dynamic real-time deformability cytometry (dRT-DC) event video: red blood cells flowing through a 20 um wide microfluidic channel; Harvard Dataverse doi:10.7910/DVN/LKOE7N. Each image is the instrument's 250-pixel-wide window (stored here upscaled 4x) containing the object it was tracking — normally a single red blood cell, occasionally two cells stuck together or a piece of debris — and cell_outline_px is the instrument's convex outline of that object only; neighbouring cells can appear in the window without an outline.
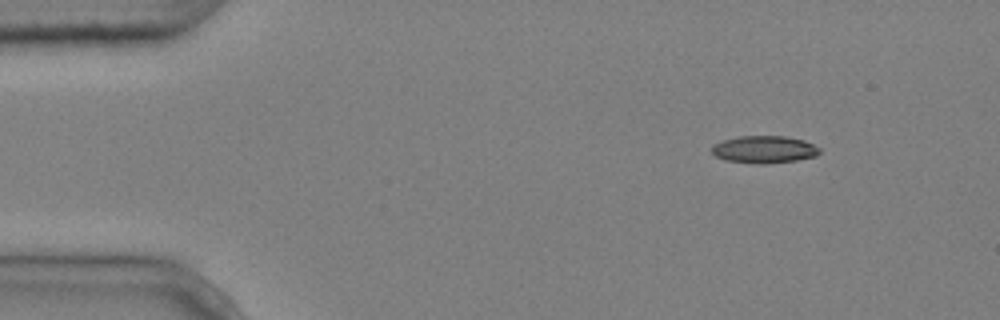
{"species": "common noctule bat (a hibernating species)", "species_latin": "Nyctalus noctula", "temperature_condition": "cold", "stored_images_in_passage": 4, "camera_frame_rate_fps": 3000, "um_per_image_px": 0.085, "animal": {"sex": "male", "body_mass_g": 20.4}, "frame": {"image": 1, "passage_image": 1, "time_ms": 0.0, "image_size_px": [1000, 320], "cell_outline_px": [[820, 152], [816, 156], [796, 160], [764, 164], [760, 164], [724, 160], [716, 156], [712, 152], [712, 144], [724, 140], [740, 136], [784, 136], [804, 140], [820, 148]], "centroid_in_image_um": [64.95, 12.7], "position_along_channel_um": 20.0, "area_um2": 17.11}}
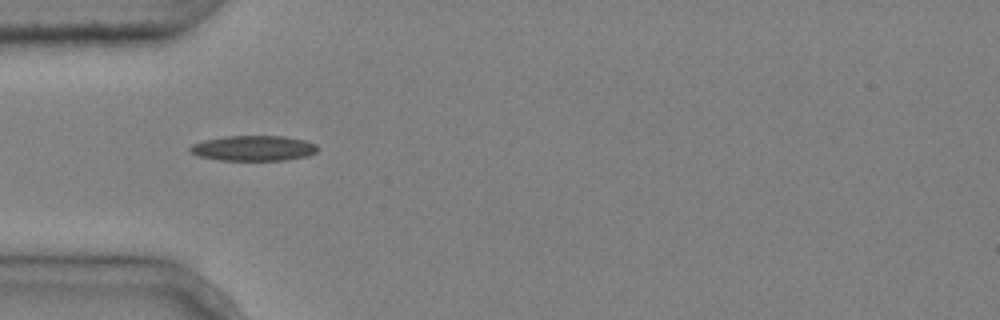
{"frame": {"image": 2, "passage_image": 3, "time_ms": 0.667, "image_size_px": [1000, 320], "cell_outline_px": [[316, 152], [308, 156], [284, 160], [220, 160], [200, 156], [188, 152], [188, 148], [192, 144], [204, 140], [224, 136], [284, 136], [304, 140], [316, 144]], "centroid_in_image_um": [21.51, 12.59], "position_along_channel_um": 63.5, "area_um2": 18.79}}